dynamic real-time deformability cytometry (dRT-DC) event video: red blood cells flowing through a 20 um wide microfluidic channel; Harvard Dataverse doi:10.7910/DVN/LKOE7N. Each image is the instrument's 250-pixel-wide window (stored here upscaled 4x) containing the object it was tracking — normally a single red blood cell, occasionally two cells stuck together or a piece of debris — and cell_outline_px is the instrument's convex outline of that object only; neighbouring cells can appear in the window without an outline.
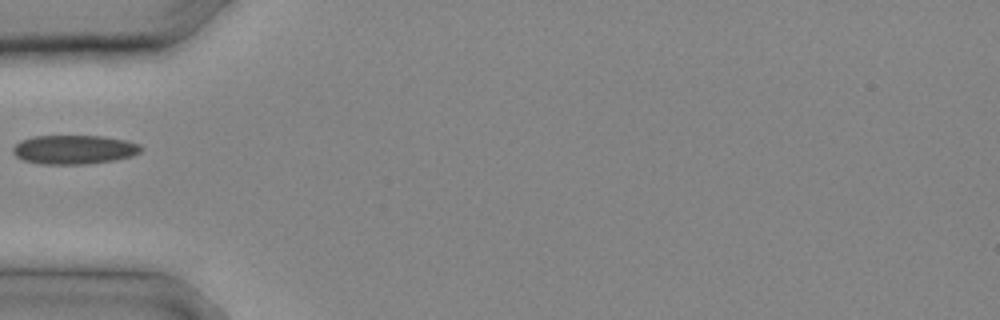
{"species": "common noctule bat (a hibernating species)", "species_latin": "Nyctalus noctula", "temperature_condition": "cold", "stored_images_in_passage": 5, "camera_frame_rate_fps": 3000, "um_per_image_px": 0.085, "animal": {"sex": "male", "body_mass_g": 20.4}, "frame": {"image": 1, "passage_image": 1, "time_ms": 0.0, "image_size_px": [1000, 320], "cell_outline_px": [[144, 148], [140, 152], [132, 156], [116, 160], [88, 164], [40, 164], [24, 160], [16, 156], [12, 152], [12, 148], [20, 140], [32, 136], [104, 136], [128, 140], [140, 144]], "centroid_in_image_um": [6.33, 12.71], "position_along_channel_um": 78.7, "area_um2": 21.96}}
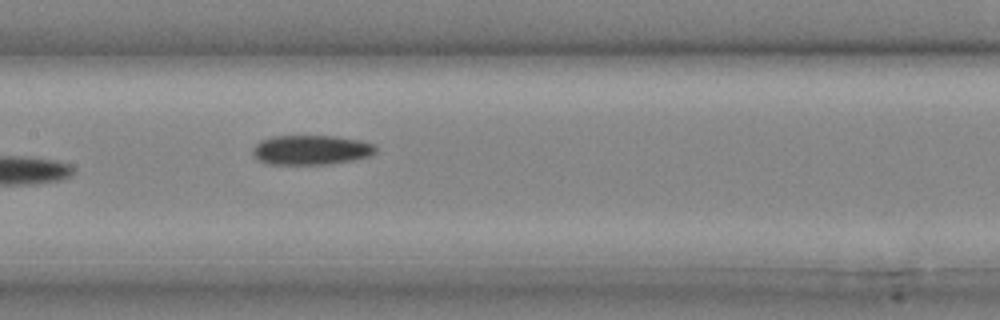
{"frame": {"image": 2, "passage_image": 5, "time_ms": 1.333, "image_size_px": [1000, 320], "cell_outline_px": [[376, 152], [368, 156], [352, 160], [332, 164], [268, 164], [256, 160], [252, 156], [252, 148], [260, 140], [272, 136], [336, 136], [360, 140], [372, 144], [376, 148]], "centroid_in_image_um": [26.38, 12.75], "position_along_channel_um": 181.0, "area_um2": 21.39}}